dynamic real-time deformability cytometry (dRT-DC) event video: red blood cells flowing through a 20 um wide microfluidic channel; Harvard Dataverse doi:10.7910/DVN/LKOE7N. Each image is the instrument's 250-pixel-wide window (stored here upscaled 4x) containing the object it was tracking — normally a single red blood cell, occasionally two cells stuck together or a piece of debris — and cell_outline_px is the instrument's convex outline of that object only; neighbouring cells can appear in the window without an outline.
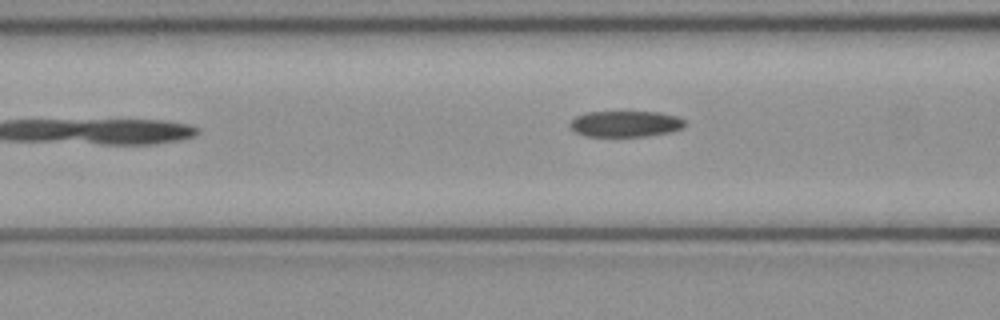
{"species": "common noctule bat (a hibernating species)", "species_latin": "Nyctalus noctula", "temperature_condition": "cold", "stored_images_in_passage": 5, "camera_frame_rate_fps": 3000, "um_per_image_px": 0.085, "animal": {"sex": "female", "body_mass_g": 21.9}, "frame": {"image": 1, "passage_image": 5, "time_ms": 1.333, "image_size_px": [1000, 320], "cell_outline_px": [[684, 128], [672, 132], [648, 136], [584, 136], [576, 132], [568, 124], [576, 116], [584, 112], [660, 112], [676, 116], [684, 120]], "centroid_in_image_um": [53.17, 10.53], "position_along_channel_um": 113.4, "area_um2": 17.51}}